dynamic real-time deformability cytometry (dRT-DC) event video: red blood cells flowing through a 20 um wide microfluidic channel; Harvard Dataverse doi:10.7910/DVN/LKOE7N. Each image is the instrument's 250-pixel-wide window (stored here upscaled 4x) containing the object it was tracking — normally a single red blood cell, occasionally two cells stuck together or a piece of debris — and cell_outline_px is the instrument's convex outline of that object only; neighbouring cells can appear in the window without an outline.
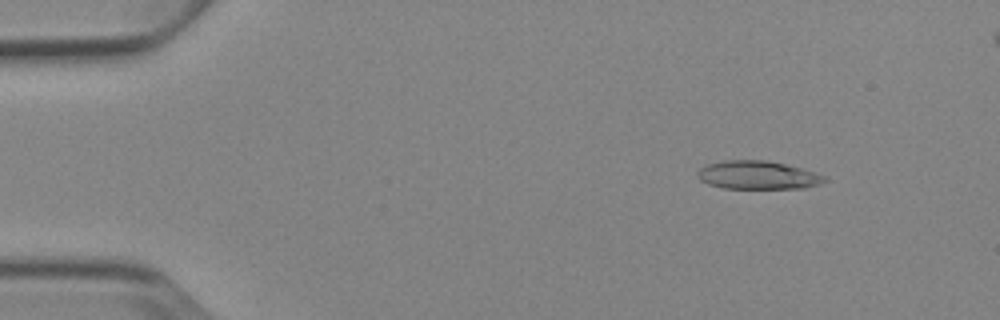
{"species": "Egyptian fruit bat (a non-hibernating species)", "species_latin": "Rousettus aegyptiacus", "temperature_condition": "cold", "stored_images_in_passage": 8, "camera_frame_rate_fps": 3000, "um_per_image_px": 0.085, "animal": {"sex": "female"}, "frame": {"image": 1, "passage_image": 1, "time_ms": 0.0, "image_size_px": [1000, 320], "cell_outline_px": [[828, 180], [820, 184], [804, 188], [724, 188], [708, 184], [700, 180], [696, 176], [696, 172], [704, 164], [724, 160], [764, 160], [784, 164], [800, 168], [828, 176]], "centroid_in_image_um": [64.38, 14.88], "position_along_channel_um": 20.6, "area_um2": 21.1}}
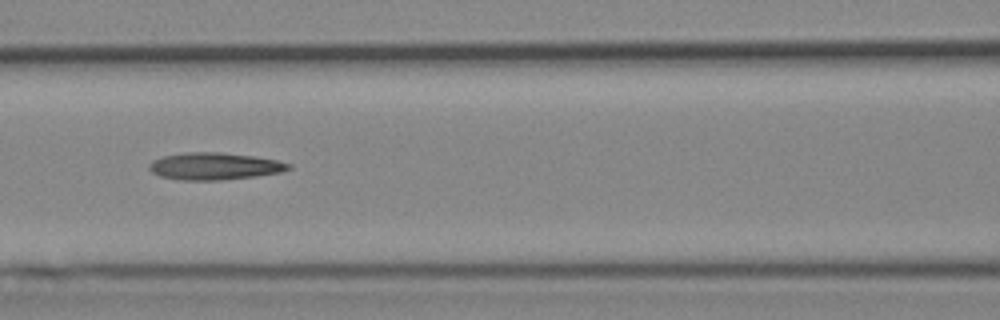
{"frame": {"image": 2, "passage_image": 6, "time_ms": 5.667, "image_size_px": [1000, 320], "cell_outline_px": [[292, 168], [280, 172], [256, 176], [220, 180], [180, 180], [160, 176], [152, 172], [148, 168], [148, 164], [152, 160], [164, 156], [184, 152], [220, 152], [252, 156], [276, 160], [292, 164]], "centroid_in_image_um": [18.21, 14.12], "position_along_channel_um": 148.4, "area_um2": 22.02}}
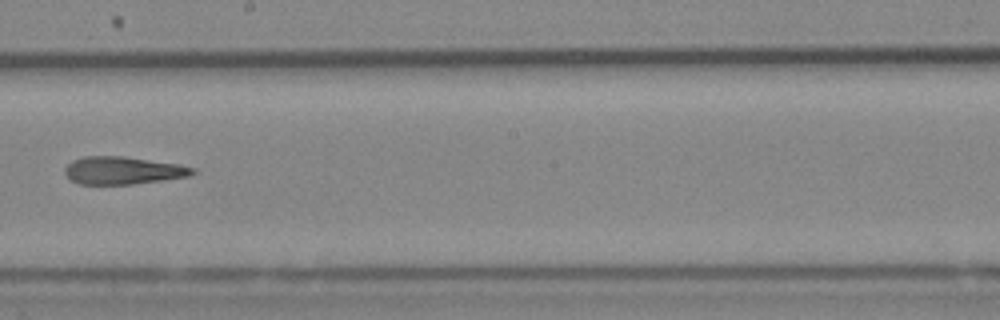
{"frame": {"image": 3, "passage_image": 8, "time_ms": 8.0, "image_size_px": [1000, 320], "cell_outline_px": [[196, 172], [188, 176], [164, 180], [132, 184], [80, 184], [72, 180], [64, 172], [64, 168], [72, 160], [84, 156], [124, 156], [180, 164], [196, 168]], "centroid_in_image_um": [10.47, 14.48], "position_along_channel_um": 237.7, "area_um2": 20.63}}